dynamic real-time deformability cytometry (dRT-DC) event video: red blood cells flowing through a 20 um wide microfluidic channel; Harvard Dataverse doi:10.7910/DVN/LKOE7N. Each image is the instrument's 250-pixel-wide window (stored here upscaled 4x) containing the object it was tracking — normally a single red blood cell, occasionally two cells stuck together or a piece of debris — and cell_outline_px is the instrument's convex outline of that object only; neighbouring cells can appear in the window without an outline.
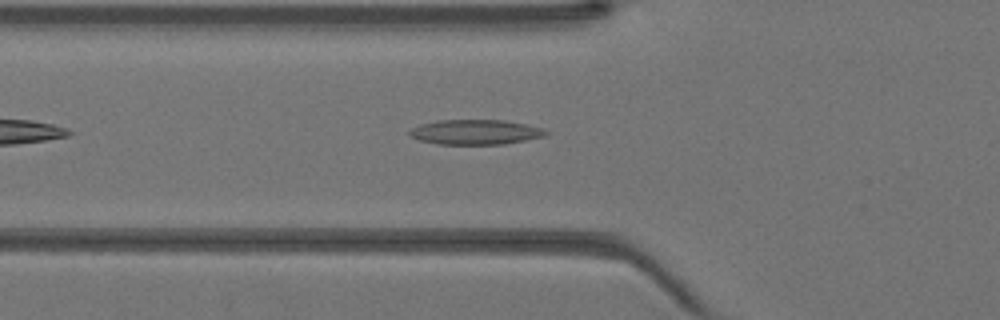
{"species": "Egyptian fruit bat (a non-hibernating species)", "species_latin": "Rousettus aegyptiacus", "temperature_condition": "warm", "stored_images_in_passage": 34, "camera_frame_rate_fps": 3000, "um_per_image_px": 0.085, "animal": {"sex": "female"}, "frame": {"image": 1, "passage_image": 6, "time_ms": 1.667, "image_size_px": [1000, 320], "cell_outline_px": [[548, 132], [544, 136], [504, 144], [436, 144], [420, 140], [412, 136], [408, 132], [412, 128], [420, 124], [436, 120], [504, 120], [524, 124], [540, 128]], "centroid_in_image_um": [40.36, 11.22], "position_along_channel_um": 85.4, "area_um2": 19.54}}
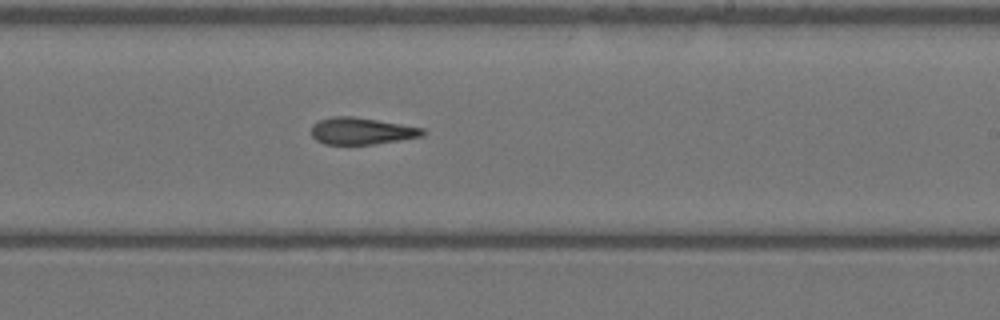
{"frame": {"image": 2, "passage_image": 17, "time_ms": 5.333, "image_size_px": [1000, 320], "cell_outline_px": [[428, 132], [424, 136], [372, 144], [324, 144], [316, 140], [312, 136], [312, 124], [320, 120], [332, 116], [352, 116], [424, 128]], "centroid_in_image_um": [30.74, 11.13], "position_along_channel_um": 258.3, "area_um2": 17.34}}
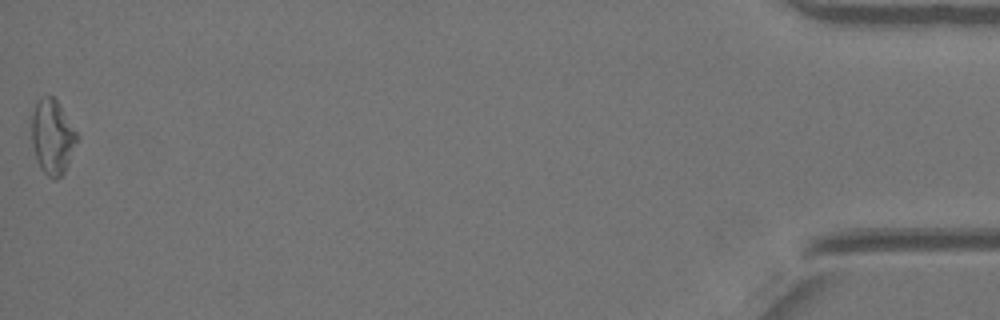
{"frame": {"image": 3, "passage_image": 34, "time_ms": 11.0, "image_size_px": [1000, 320], "cell_outline_px": [[80, 136], [68, 164], [64, 172], [56, 180], [52, 180], [40, 168], [36, 160], [32, 144], [28, 116], [36, 100], [40, 96], [52, 96], [56, 100]], "centroid_in_image_um": [4.4, 11.6], "position_along_channel_um": 430.8, "area_um2": 20.52}}